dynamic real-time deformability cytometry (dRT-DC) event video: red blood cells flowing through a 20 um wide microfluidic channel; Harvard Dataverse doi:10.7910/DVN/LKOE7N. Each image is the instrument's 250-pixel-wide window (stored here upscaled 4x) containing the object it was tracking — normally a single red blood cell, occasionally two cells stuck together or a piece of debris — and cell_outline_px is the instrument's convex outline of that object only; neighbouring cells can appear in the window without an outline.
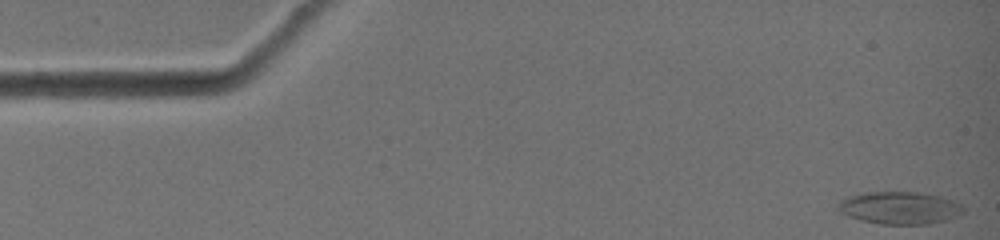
{"species": "common noctule bat (a hibernating species)", "species_latin": "Nyctalus noctula", "temperature_condition": "warm", "stored_images_in_passage": 13, "camera_frame_rate_fps": 3000, "um_per_image_px": 0.085, "animal": {"sex": "female", "body_mass_g": 19.0, "forearm_length_mm": 51.5}, "frame": {"image": 1, "passage_image": 1, "time_ms": 0.0, "image_size_px": [1000, 240], "cell_outline_px": [[964, 212], [948, 220], [928, 224], [880, 224], [860, 220], [836, 212], [836, 204], [840, 200], [848, 196], [864, 192], [916, 192], [940, 196], [952, 200], [960, 204], [964, 208]], "centroid_in_image_um": [76.41, 17.67], "position_along_channel_um": 8.6, "area_um2": 23.99}}